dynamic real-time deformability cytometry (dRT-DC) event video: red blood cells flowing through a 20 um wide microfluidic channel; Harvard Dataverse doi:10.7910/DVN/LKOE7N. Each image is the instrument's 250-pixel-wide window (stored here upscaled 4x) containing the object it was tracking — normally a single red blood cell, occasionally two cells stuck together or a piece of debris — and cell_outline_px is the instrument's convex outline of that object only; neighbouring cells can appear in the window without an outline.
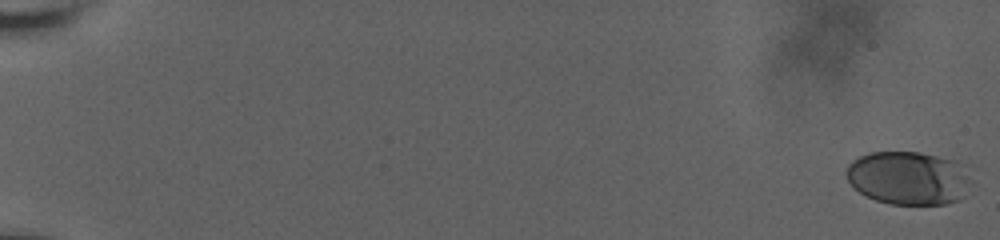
{"species": "human", "species_latin": "Homo sapiens", "temperature_condition": "room temperature", "stored_images_in_passage": 16, "camera_frame_rate_fps": 3000, "um_per_image_px": 0.085, "donor": {"sex": "male"}, "frame": {"image": 1, "passage_image": 1, "time_ms": 0.0, "image_size_px": [1000, 240], "cell_outline_px": [[968, 180], [960, 200], [944, 204], [892, 204], [876, 200], [860, 192], [848, 180], [844, 172], [848, 164], [852, 160], [868, 152], [920, 152], [952, 160], [964, 164]], "centroid_in_image_um": [77.16, 15.11], "position_along_channel_um": 7.8, "area_um2": 38.44}}
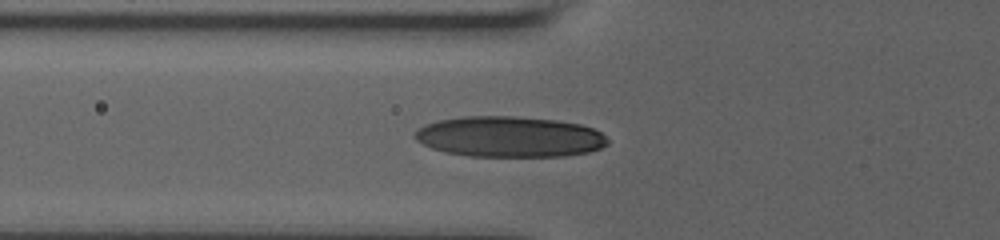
{"frame": {"image": 2, "passage_image": 12, "time_ms": 8.333, "image_size_px": [1000, 240], "cell_outline_px": [[608, 144], [600, 148], [588, 152], [564, 156], [468, 156], [444, 152], [432, 148], [416, 140], [412, 136], [424, 124], [440, 120], [460, 116], [516, 116], [556, 120], [580, 124], [592, 128], [600, 132], [608, 140]], "centroid_in_image_um": [43.29, 11.62], "position_along_channel_um": 82.5, "area_um2": 45.78}}
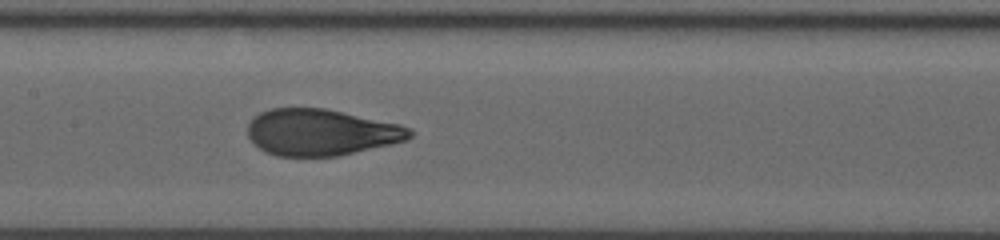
{"frame": {"image": 3, "passage_image": 16, "time_ms": 11.0, "image_size_px": [1000, 240], "cell_outline_px": [[412, 136], [404, 140], [388, 144], [336, 156], [276, 156], [260, 148], [248, 136], [248, 124], [260, 112], [272, 108], [324, 108], [400, 124], [408, 128], [412, 132]], "centroid_in_image_um": [27.26, 11.24], "position_along_channel_um": 180.1, "area_um2": 43.18}}